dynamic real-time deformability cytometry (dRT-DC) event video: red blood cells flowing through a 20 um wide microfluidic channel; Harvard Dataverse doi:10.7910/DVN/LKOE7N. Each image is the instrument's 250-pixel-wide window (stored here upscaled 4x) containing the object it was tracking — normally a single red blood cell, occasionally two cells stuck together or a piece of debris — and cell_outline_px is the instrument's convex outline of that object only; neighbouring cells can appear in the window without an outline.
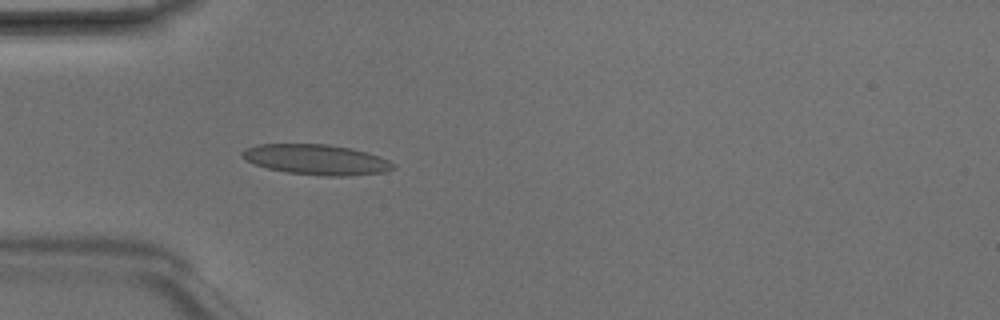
{"species": "Egyptian fruit bat (a non-hibernating species)", "species_latin": "Rousettus aegyptiacus", "temperature_condition": "room temperature", "stored_images_in_passage": 4, "camera_frame_rate_fps": 3000, "um_per_image_px": 0.085, "animal": {"sex": "male"}, "frame": {"image": 1, "passage_image": 4, "time_ms": 1.0, "image_size_px": [1000, 320], "cell_outline_px": [[396, 168], [384, 172], [344, 176], [324, 176], [288, 172], [268, 168], [252, 164], [244, 160], [240, 156], [240, 152], [248, 148], [260, 144], [328, 144], [352, 148], [368, 152], [388, 160], [396, 164]], "centroid_in_image_um": [26.89, 13.56], "position_along_channel_um": 58.1, "area_um2": 26.76}}